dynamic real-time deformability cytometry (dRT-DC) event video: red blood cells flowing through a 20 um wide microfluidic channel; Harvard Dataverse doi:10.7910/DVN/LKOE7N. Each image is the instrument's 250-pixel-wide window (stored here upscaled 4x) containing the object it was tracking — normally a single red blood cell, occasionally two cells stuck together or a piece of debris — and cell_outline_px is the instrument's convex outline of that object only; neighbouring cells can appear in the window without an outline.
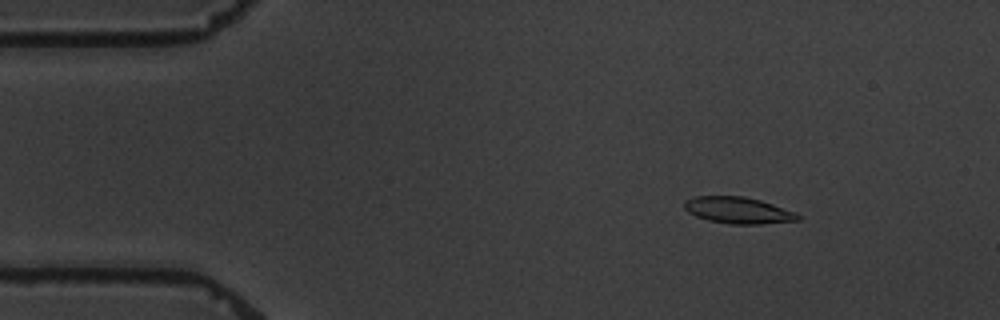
{"species": "common noctule bat (a hibernating species)", "species_latin": "Nyctalus noctula", "temperature_condition": "warm", "stored_images_in_passage": 5, "camera_frame_rate_fps": 3000, "um_per_image_px": 0.085, "animal": {"sex": "male", "body_mass_g": 19.5, "forearm_length_mm": 54.6}, "frame": {"image": 1, "passage_image": 2, "time_ms": 1.0, "image_size_px": [1000, 320], "cell_outline_px": [[800, 220], [760, 224], [732, 224], [708, 220], [696, 216], [688, 212], [684, 208], [684, 200], [692, 196], [744, 196], [760, 200], [796, 212], [800, 216]], "centroid_in_image_um": [62.72, 17.87], "position_along_channel_um": 22.3, "area_um2": 17.57}}
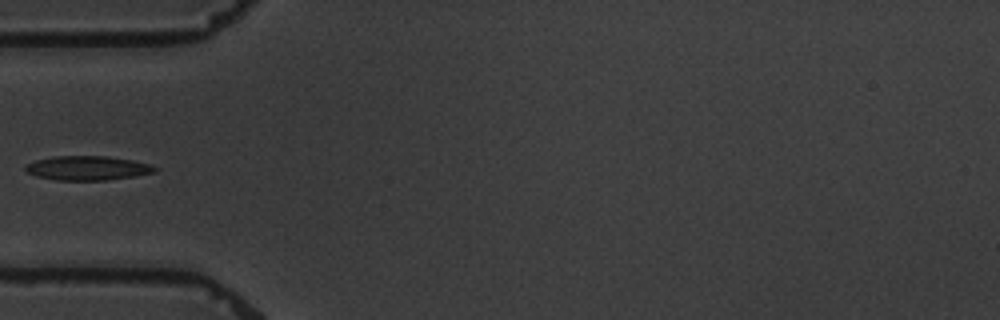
{"frame": {"image": 2, "passage_image": 5, "time_ms": 4.667, "image_size_px": [1000, 320], "cell_outline_px": [[156, 172], [136, 176], [108, 180], [56, 180], [36, 176], [28, 172], [24, 168], [28, 164], [36, 160], [52, 156], [108, 156], [132, 160], [148, 164], [156, 168]], "centroid_in_image_um": [7.44, 14.29], "position_along_channel_um": 77.6, "area_um2": 18.21}}